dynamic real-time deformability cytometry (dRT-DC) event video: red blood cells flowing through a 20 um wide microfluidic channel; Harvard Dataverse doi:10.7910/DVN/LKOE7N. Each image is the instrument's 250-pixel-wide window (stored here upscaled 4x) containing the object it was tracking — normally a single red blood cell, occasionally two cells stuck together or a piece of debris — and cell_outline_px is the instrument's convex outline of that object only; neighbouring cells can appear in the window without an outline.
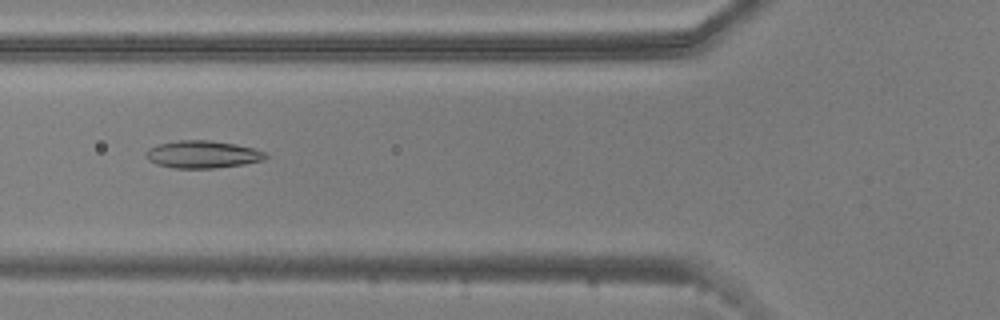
{"species": "common noctule bat (a hibernating species)", "species_latin": "Nyctalus noctula", "temperature_condition": "warm", "stored_images_in_passage": 41, "camera_frame_rate_fps": 3000, "um_per_image_px": 0.085, "animal": {"sex": "male", "body_mass_g": 20.5, "forearm_length_mm": 52.5}, "frame": {"image": 1, "passage_image": 7, "time_ms": 2.0, "image_size_px": [1000, 320], "cell_outline_px": [[268, 156], [264, 160], [244, 164], [216, 168], [172, 168], [156, 164], [148, 160], [144, 156], [144, 152], [148, 148], [156, 144], [180, 140], [208, 140], [236, 144], [252, 148], [264, 152]], "centroid_in_image_um": [17.16, 13.12], "position_along_channel_um": 108.6, "area_um2": 19.31}}
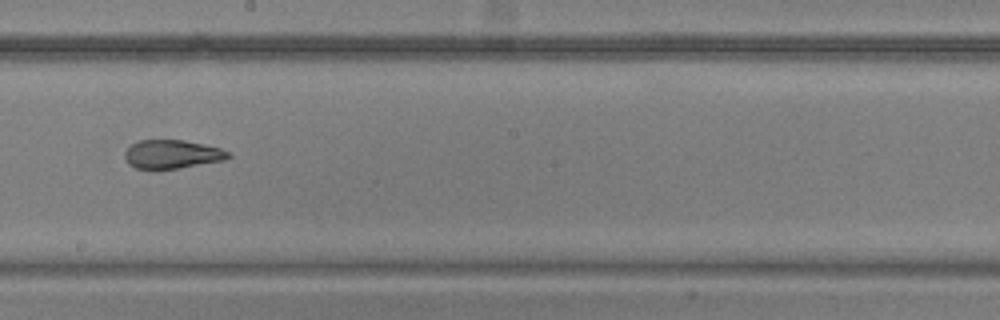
{"frame": {"image": 2, "passage_image": 17, "time_ms": 5.333, "image_size_px": [1000, 320], "cell_outline_px": [[232, 156], [224, 160], [180, 168], [136, 168], [128, 164], [124, 156], [124, 152], [132, 144], [140, 140], [184, 140], [220, 148], [228, 152]], "centroid_in_image_um": [14.62, 13.1], "position_along_channel_um": 233.6, "area_um2": 17.05}}
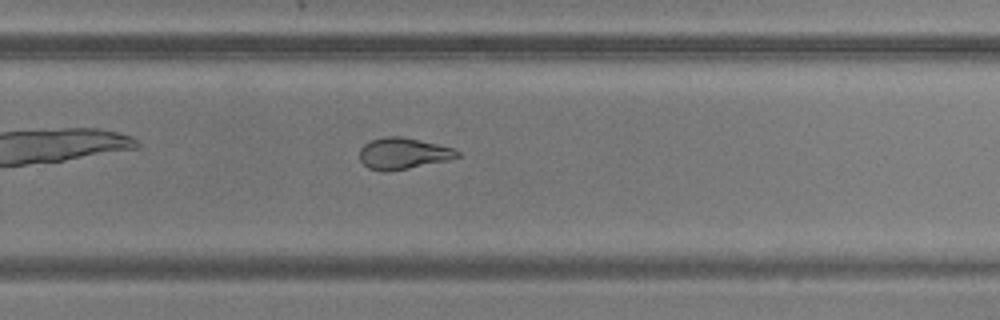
{"frame": {"image": 3, "passage_image": 22, "time_ms": 7.0, "image_size_px": [1000, 320], "cell_outline_px": [[460, 156], [448, 160], [388, 172], [384, 172], [368, 168], [360, 160], [360, 148], [364, 144], [372, 140], [384, 136], [400, 136], [420, 140], [452, 148], [460, 152]], "centroid_in_image_um": [34.24, 13.05], "position_along_channel_um": 295.6, "area_um2": 17.74}, "authors_computed_cell_mechanics": {"area_um2": 19.3052, "velocity_mm_per_s": 3.7358, "shape_relaxation_time_tau1_ms": null, "shape_relaxation_time_tau2_ms": 1.5482, "deformation_change_tau1": null, "deformation_change_tau2": 0.0851}}